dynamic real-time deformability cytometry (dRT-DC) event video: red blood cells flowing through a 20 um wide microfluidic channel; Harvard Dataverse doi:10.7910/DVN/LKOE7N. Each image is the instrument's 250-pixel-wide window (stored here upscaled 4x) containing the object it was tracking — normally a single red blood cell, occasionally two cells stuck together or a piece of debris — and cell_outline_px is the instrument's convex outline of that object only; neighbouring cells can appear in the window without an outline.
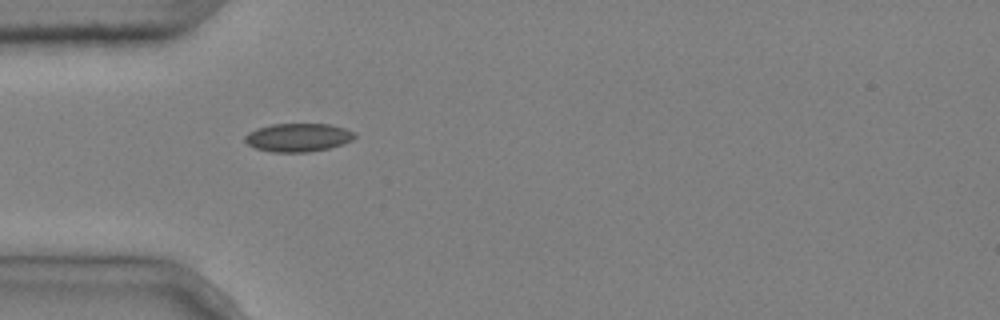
{"species": "common noctule bat (a hibernating species)", "species_latin": "Nyctalus noctula", "temperature_condition": "cold", "stored_images_in_passage": 2, "camera_frame_rate_fps": 3000, "um_per_image_px": 0.085, "animal": {"sex": "male", "body_mass_g": 20.4}, "frame": {"image": 1, "passage_image": 1, "time_ms": 0.0, "image_size_px": [1000, 320], "cell_outline_px": [[356, 136], [352, 140], [328, 148], [308, 152], [272, 152], [256, 148], [248, 144], [244, 140], [244, 136], [248, 132], [256, 128], [272, 124], [328, 124], [344, 128], [356, 132]], "centroid_in_image_um": [25.32, 11.68], "position_along_channel_um": 59.7, "area_um2": 18.09}}